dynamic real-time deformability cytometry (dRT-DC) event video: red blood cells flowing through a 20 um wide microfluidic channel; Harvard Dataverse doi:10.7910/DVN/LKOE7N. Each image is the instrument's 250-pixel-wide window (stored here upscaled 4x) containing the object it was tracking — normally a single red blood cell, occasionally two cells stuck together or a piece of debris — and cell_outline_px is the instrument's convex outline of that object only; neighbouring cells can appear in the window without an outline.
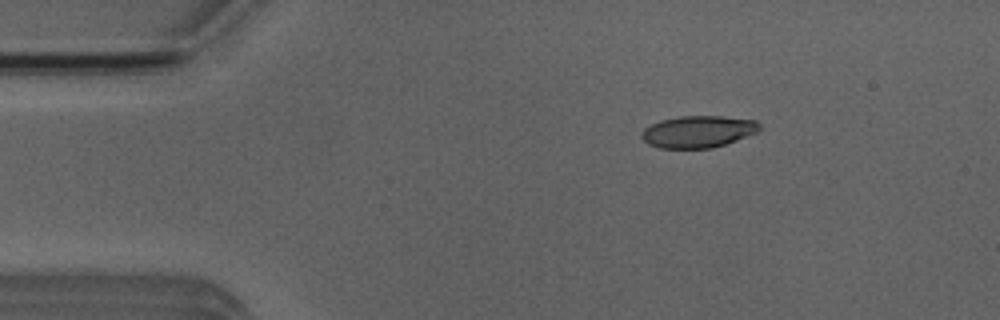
{"species": "Egyptian fruit bat (a non-hibernating species)", "species_latin": "Rousettus aegyptiacus", "temperature_condition": "room temperature", "stored_images_in_passage": 5, "camera_frame_rate_fps": 3000, "um_per_image_px": 0.085, "animal": {"sex": "male"}, "frame": {"image": 1, "passage_image": 1, "time_ms": 0.0, "image_size_px": [1000, 320], "cell_outline_px": [[760, 128], [756, 132], [736, 140], [712, 148], [660, 148], [648, 144], [640, 136], [640, 132], [644, 128], [660, 120], [680, 116], [720, 116], [756, 120], [760, 124]], "centroid_in_image_um": [59.3, 11.18], "position_along_channel_um": 25.7, "area_um2": 21.85}}
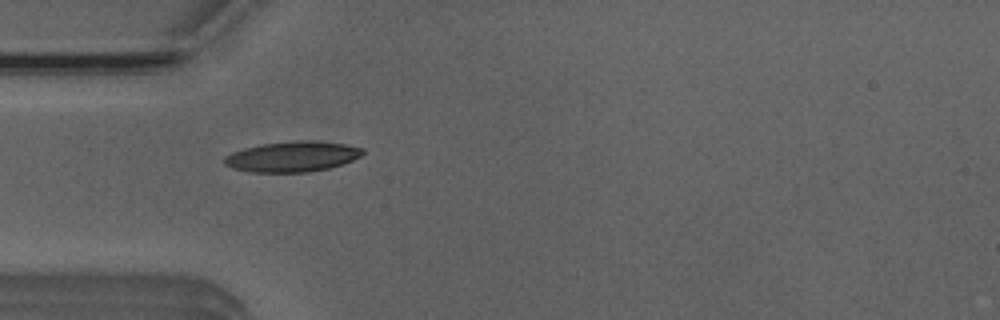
{"frame": {"image": 2, "passage_image": 3, "time_ms": 2.333, "image_size_px": [1000, 320], "cell_outline_px": [[364, 152], [360, 156], [352, 160], [328, 168], [308, 172], [252, 172], [232, 168], [224, 164], [224, 156], [232, 152], [244, 148], [260, 144], [304, 140], [312, 140], [344, 144], [364, 148]], "centroid_in_image_um": [24.82, 13.31], "position_along_channel_um": 60.2, "area_um2": 24.39}}